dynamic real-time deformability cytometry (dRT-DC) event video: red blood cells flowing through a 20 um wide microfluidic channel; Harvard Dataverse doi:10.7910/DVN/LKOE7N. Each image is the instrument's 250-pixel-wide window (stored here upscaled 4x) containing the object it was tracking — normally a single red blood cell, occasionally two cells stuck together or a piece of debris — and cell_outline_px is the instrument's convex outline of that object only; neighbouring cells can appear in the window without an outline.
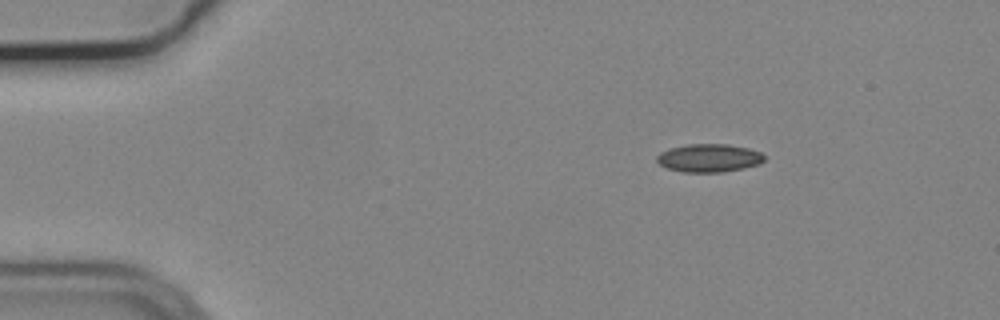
{"species": "common noctule bat (a hibernating species)", "species_latin": "Nyctalus noctula", "temperature_condition": "cold", "stored_images_in_passage": 45, "camera_frame_rate_fps": 3000, "um_per_image_px": 0.085, "animal": {"sex": "male", "body_mass_g": 19.2, "forearm_length_mm": 51.8}, "frame": {"image": 1, "passage_image": 1, "time_ms": 0.0, "image_size_px": [1000, 320], "cell_outline_px": [[764, 160], [760, 164], [744, 168], [720, 172], [684, 172], [668, 168], [660, 164], [656, 160], [656, 156], [660, 152], [668, 148], [688, 144], [728, 144], [748, 148], [760, 152], [764, 156]], "centroid_in_image_um": [60.25, 13.42], "position_along_channel_um": 24.7, "area_um2": 17.63}}
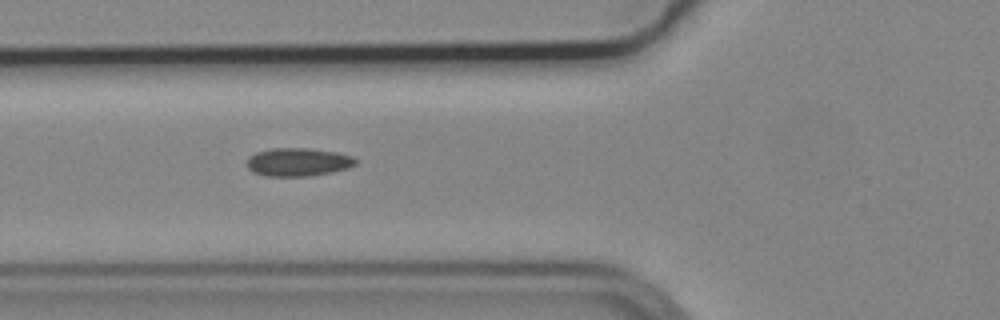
{"frame": {"image": 2, "passage_image": 13, "time_ms": 4.0, "image_size_px": [1000, 320], "cell_outline_px": [[356, 164], [348, 168], [332, 172], [312, 176], [264, 176], [252, 172], [244, 164], [248, 156], [256, 152], [272, 148], [308, 148], [336, 152], [352, 156], [356, 160]], "centroid_in_image_um": [25.28, 13.78], "position_along_channel_um": 100.5, "area_um2": 18.15}}
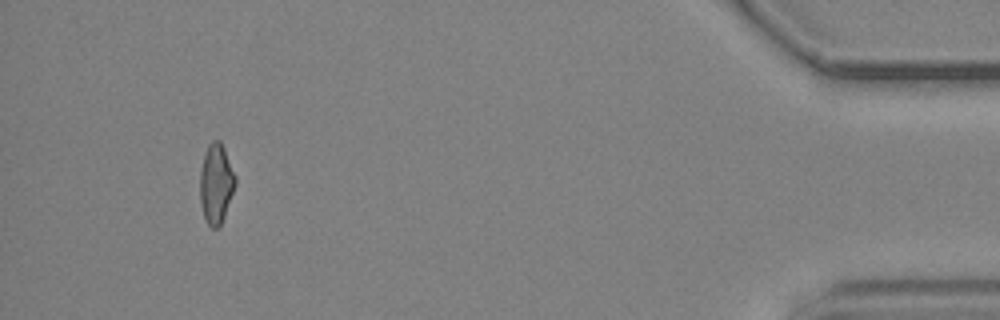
{"frame": {"image": 3, "passage_image": 44, "time_ms": 14.333, "image_size_px": [1000, 320], "cell_outline_px": [[236, 184], [224, 216], [220, 224], [216, 228], [212, 228], [208, 224], [204, 216], [200, 200], [200, 168], [208, 144], [212, 140], [220, 140], [224, 148], [236, 176]], "centroid_in_image_um": [18.36, 15.57], "position_along_channel_um": 416.8, "area_um2": 16.3}}